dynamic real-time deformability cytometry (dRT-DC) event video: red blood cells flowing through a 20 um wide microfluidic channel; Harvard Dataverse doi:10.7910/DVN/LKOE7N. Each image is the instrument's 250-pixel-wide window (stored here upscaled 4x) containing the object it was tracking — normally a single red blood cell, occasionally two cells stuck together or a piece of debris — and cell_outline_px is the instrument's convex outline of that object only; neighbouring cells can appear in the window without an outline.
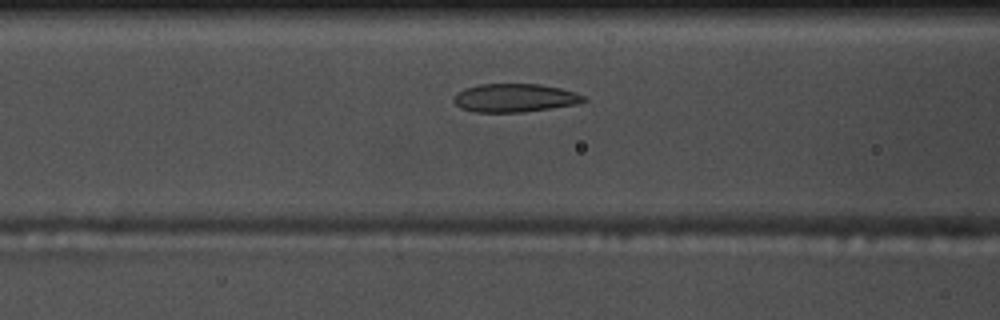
{"species": "common noctule bat (a hibernating species)", "species_latin": "Nyctalus noctula", "temperature_condition": "warm", "stored_images_in_passage": 42, "camera_frame_rate_fps": 3000, "um_per_image_px": 0.085, "animal": {"sex": "male", "body_mass_g": 17.5, "forearm_length_mm": 52.3}, "frame": {"image": 1, "passage_image": 16, "time_ms": 5.0, "image_size_px": [1000, 320], "cell_outline_px": [[588, 100], [576, 104], [524, 112], [476, 112], [460, 108], [452, 100], [452, 96], [456, 92], [464, 88], [480, 84], [540, 84], [560, 88], [576, 92], [584, 96]], "centroid_in_image_um": [43.72, 8.32], "position_along_channel_um": 122.9, "area_um2": 21.62}}
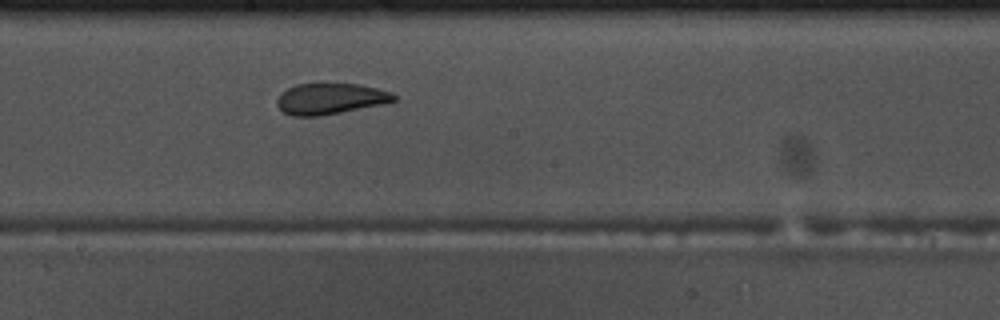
{"frame": {"image": 2, "passage_image": 24, "time_ms": 7.667, "image_size_px": [1000, 320], "cell_outline_px": [[396, 100], [384, 104], [320, 116], [292, 116], [284, 112], [276, 104], [276, 100], [280, 92], [296, 84], [356, 84], [376, 88], [392, 92], [396, 96]], "centroid_in_image_um": [28.06, 8.4], "position_along_channel_um": 220.1, "area_um2": 21.1}}
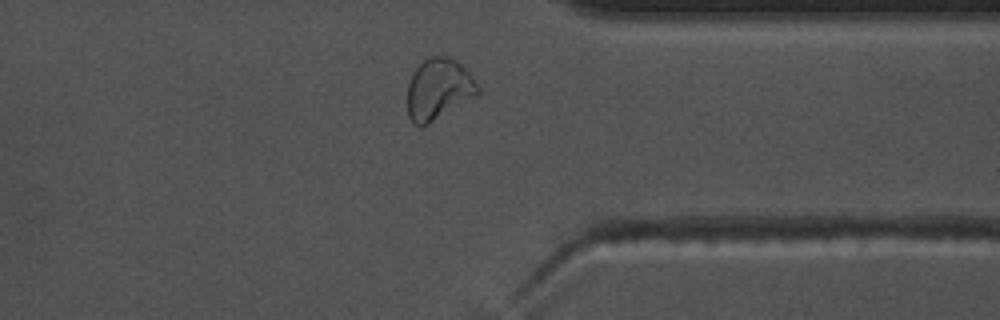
{"frame": {"image": 3, "passage_image": 37, "time_ms": 12.0, "image_size_px": [1000, 320], "cell_outline_px": [[480, 92], [428, 124], [416, 124], [408, 116], [408, 84], [416, 68], [424, 60], [432, 56], [448, 56], [460, 64], [472, 76], [480, 88]], "centroid_in_image_um": [37.27, 7.55], "position_along_channel_um": 374.1, "area_um2": 24.33}, "authors_computed_cell_mechanics": {"area_um2": 22.1952, "velocity_mm_per_s": 3.6637, "shape_relaxation_time_tau1_ms": 10.0802, "shape_relaxation_time_tau2_ms": 1.6679, "deformation_change_tau1": 0.2001, "deformation_change_tau2": 0.0718}}